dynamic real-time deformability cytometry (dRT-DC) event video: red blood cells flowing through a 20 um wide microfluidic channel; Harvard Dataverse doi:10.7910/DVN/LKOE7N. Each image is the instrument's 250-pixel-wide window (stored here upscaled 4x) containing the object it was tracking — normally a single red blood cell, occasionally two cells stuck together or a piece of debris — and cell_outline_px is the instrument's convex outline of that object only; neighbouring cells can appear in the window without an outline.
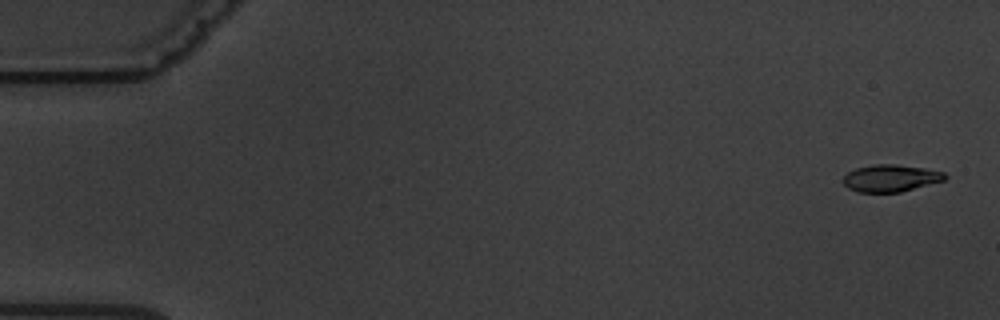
{"species": "common noctule bat (a hibernating species)", "species_latin": "Nyctalus noctula", "temperature_condition": "warm", "stored_images_in_passage": 6, "camera_frame_rate_fps": 3000, "um_per_image_px": 0.085, "animal": {"sex": "male", "body_mass_g": 19.5, "forearm_length_mm": 54.6}, "frame": {"image": 1, "passage_image": 1, "time_ms": 0.0, "image_size_px": [1000, 320], "cell_outline_px": [[948, 176], [944, 180], [900, 192], [856, 192], [848, 188], [840, 180], [848, 172], [856, 168], [872, 164], [896, 164], [924, 168], [944, 172]], "centroid_in_image_um": [75.66, 15.14], "position_along_channel_um": 9.3, "area_um2": 16.13}}
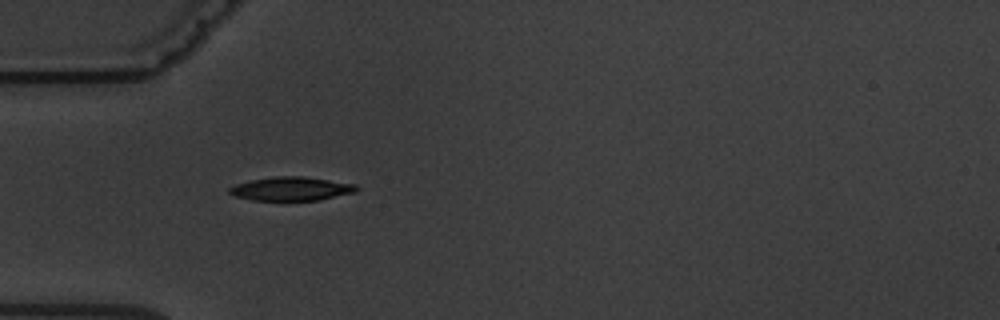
{"frame": {"image": 2, "passage_image": 5, "time_ms": 5.333, "image_size_px": [1000, 320], "cell_outline_px": [[360, 188], [356, 192], [320, 200], [252, 200], [236, 196], [228, 192], [228, 188], [236, 184], [252, 180], [276, 176], [304, 176], [356, 184]], "centroid_in_image_um": [24.8, 16.04], "position_along_channel_um": 60.2, "area_um2": 17.57}}
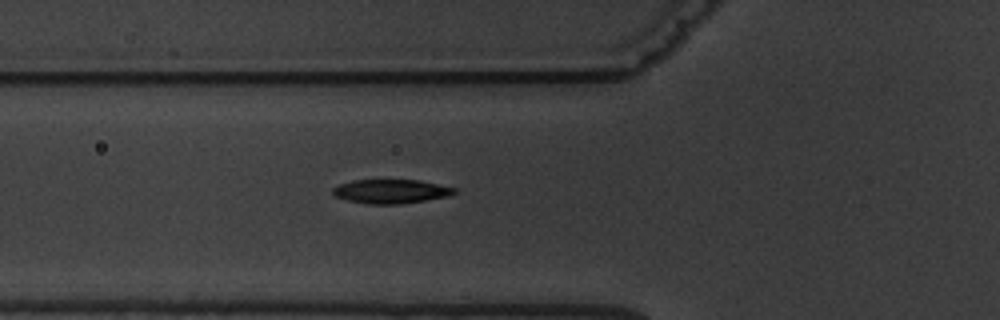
{"frame": {"image": 3, "passage_image": 6, "time_ms": 6.333, "image_size_px": [1000, 320], "cell_outline_px": [[456, 192], [448, 196], [400, 204], [368, 204], [348, 200], [336, 196], [332, 192], [332, 188], [340, 184], [352, 180], [420, 180], [456, 188]], "centroid_in_image_um": [33.22, 16.26], "position_along_channel_um": 92.6, "area_um2": 16.88}}